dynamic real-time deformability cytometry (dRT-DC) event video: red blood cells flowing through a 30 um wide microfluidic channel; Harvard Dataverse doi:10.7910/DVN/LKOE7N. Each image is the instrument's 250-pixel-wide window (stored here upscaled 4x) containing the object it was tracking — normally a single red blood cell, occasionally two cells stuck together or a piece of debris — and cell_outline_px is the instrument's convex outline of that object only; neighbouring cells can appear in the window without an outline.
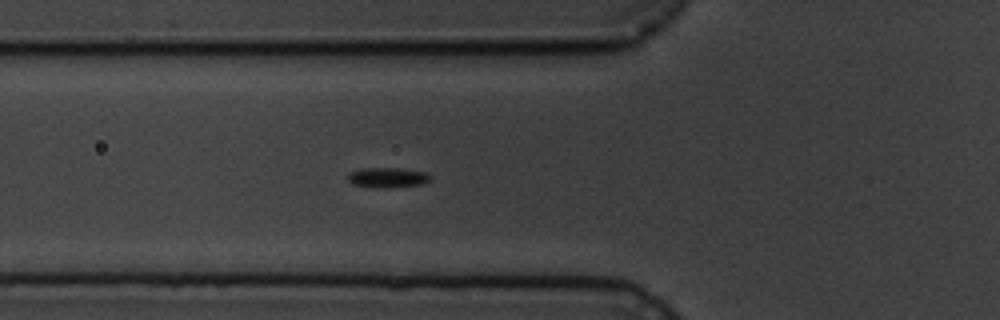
{"species": "common noctule bat (a hibernating species)", "species_latin": "Nyctalus noctula", "temperature_condition": "cold", "stored_images_in_passage": 6, "camera_frame_rate_fps": 3000, "um_per_image_px": 0.085, "animal": {"sex": "male", "body_mass_g": 19.5, "forearm_length_mm": 54.6}, "frame": {"image": 1, "passage_image": 6, "time_ms": 5.667, "image_size_px": [1000, 320], "cell_outline_px": [[432, 180], [424, 184], [384, 188], [372, 188], [352, 184], [348, 180], [348, 172], [360, 168], [400, 168], [428, 172], [432, 176]], "centroid_in_image_um": [32.97, 15.09], "position_along_channel_um": 92.8, "area_um2": 10.0}}